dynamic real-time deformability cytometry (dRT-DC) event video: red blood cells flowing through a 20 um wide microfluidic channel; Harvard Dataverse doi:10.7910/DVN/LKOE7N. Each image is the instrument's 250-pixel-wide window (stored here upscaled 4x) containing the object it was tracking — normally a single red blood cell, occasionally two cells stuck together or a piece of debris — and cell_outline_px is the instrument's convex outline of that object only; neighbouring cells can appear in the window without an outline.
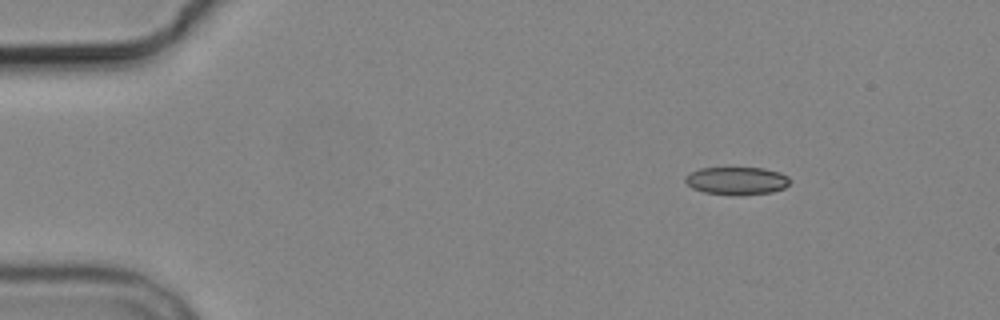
{"species": "common noctule bat (a hibernating species)", "species_latin": "Nyctalus noctula", "temperature_condition": "cold", "stored_images_in_passage": 3, "camera_frame_rate_fps": 3000, "um_per_image_px": 0.085, "animal": {"sex": "male", "body_mass_g": 19.2, "forearm_length_mm": 51.8}, "frame": {"image": 1, "passage_image": 1, "time_ms": 0.0, "image_size_px": [1000, 320], "cell_outline_px": [[788, 184], [784, 188], [772, 192], [736, 196], [704, 192], [692, 188], [684, 180], [684, 176], [700, 168], [764, 168], [780, 172], [788, 176]], "centroid_in_image_um": [62.61, 15.37], "position_along_channel_um": 22.4, "area_um2": 16.99}}